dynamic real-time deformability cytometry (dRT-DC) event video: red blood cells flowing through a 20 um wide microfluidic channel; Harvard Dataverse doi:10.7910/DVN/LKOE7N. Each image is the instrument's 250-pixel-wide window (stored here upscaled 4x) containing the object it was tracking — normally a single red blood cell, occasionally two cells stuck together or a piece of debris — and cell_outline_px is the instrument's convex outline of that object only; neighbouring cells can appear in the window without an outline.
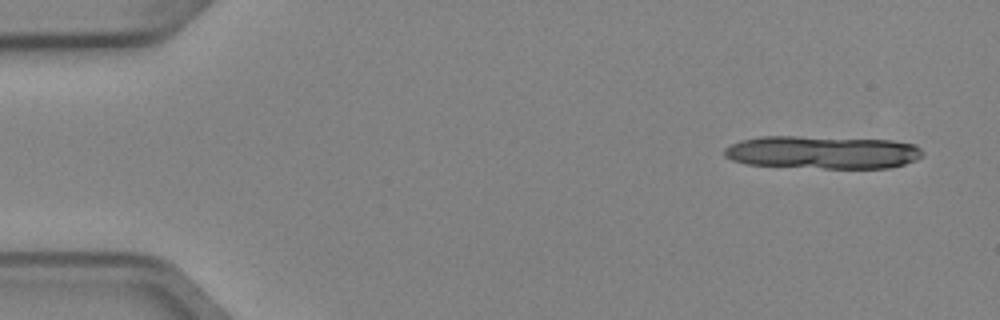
{"species": "Egyptian fruit bat (a non-hibernating species)", "species_latin": "Rousettus aegyptiacus", "temperature_condition": "cold", "stored_images_in_passage": 5, "camera_frame_rate_fps": 3000, "um_per_image_px": 0.085, "animal": {"sex": "female"}, "frame": {"image": 1, "passage_image": 1, "time_ms": 0.0, "image_size_px": [1000, 320], "cell_outline_px": [[924, 156], [916, 160], [904, 164], [888, 168], [824, 168], [748, 164], [732, 160], [724, 156], [724, 148], [740, 140], [760, 136], [796, 136], [892, 140], [916, 144], [924, 152]], "centroid_in_image_um": [69.95, 12.94], "position_along_channel_um": 15.1, "area_um2": 38.21}}
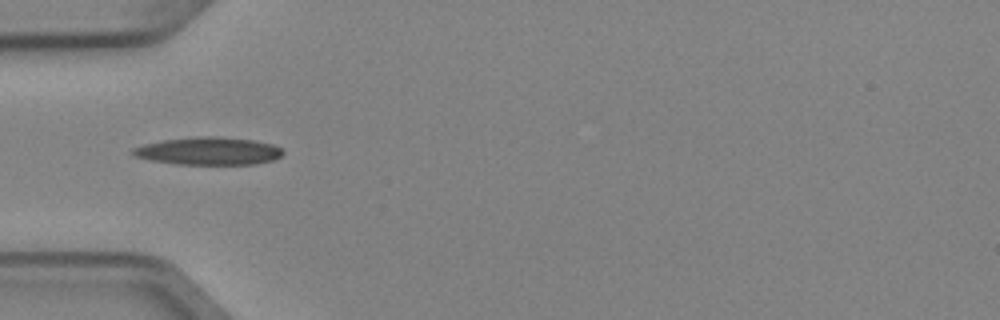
{"frame": {"image": 2, "passage_image": 5, "time_ms": 1.333, "image_size_px": [1000, 320], "cell_outline_px": [[284, 152], [280, 156], [272, 160], [252, 164], [176, 164], [152, 160], [136, 156], [132, 152], [132, 148], [144, 144], [164, 140], [200, 136], [216, 136], [252, 140], [272, 144], [280, 148]], "centroid_in_image_um": [17.73, 12.83], "position_along_channel_um": 67.3, "area_um2": 23.87}}